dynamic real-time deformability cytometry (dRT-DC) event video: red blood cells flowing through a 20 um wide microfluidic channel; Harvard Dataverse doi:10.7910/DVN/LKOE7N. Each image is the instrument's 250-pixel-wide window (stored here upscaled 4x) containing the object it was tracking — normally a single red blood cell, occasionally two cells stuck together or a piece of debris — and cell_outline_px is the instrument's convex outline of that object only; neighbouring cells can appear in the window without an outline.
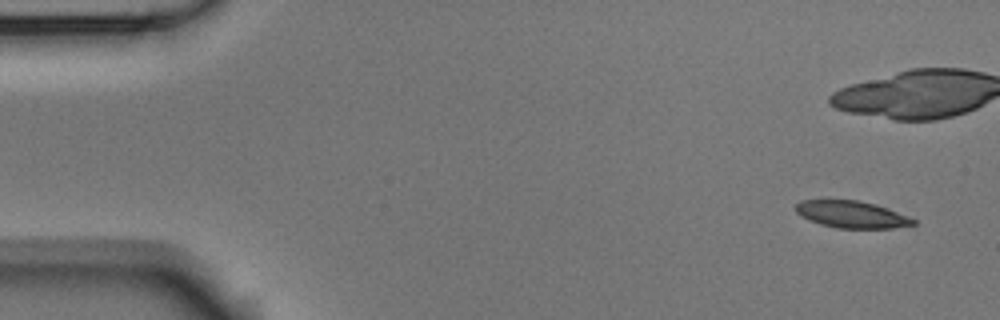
{"species": "Egyptian fruit bat (a non-hibernating species)", "species_latin": "Rousettus aegyptiacus", "temperature_condition": "room temperature", "stored_images_in_passage": 6, "camera_frame_rate_fps": 3000, "um_per_image_px": 0.085, "animal": {"sex": "male"}, "frame": {"image": 1, "passage_image": 1, "time_ms": 0.0, "image_size_px": [1000, 320], "cell_outline_px": [[916, 224], [892, 228], [836, 228], [820, 224], [800, 216], [796, 212], [796, 204], [800, 200], [860, 200], [896, 212], [916, 220]], "centroid_in_image_um": [72.34, 18.23], "position_along_channel_um": 12.7, "area_um2": 18.21}}